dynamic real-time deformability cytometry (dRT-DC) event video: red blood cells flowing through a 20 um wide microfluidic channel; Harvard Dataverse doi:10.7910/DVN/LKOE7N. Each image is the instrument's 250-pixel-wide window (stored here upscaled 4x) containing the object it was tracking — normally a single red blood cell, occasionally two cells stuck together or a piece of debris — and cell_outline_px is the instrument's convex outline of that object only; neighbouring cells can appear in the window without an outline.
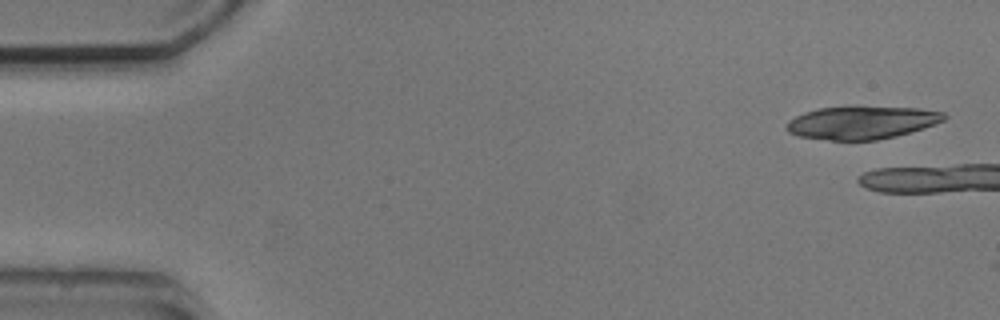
{"species": "common noctule bat (a hibernating species)", "species_latin": "Nyctalus noctula", "temperature_condition": "cold", "stored_images_in_passage": 3, "camera_frame_rate_fps": 3000, "um_per_image_px": 0.085, "animal": {"sex": "male", "body_mass_g": 20.5, "forearm_length_mm": 52.5}, "frame": {"image": 1, "passage_image": 1, "time_ms": 0.0, "image_size_px": [1000, 320], "cell_outline_px": [[948, 116], [944, 120], [924, 128], [896, 136], [876, 140], [828, 140], [800, 136], [788, 132], [788, 120], [804, 112], [820, 108], [920, 108], [944, 112]], "centroid_in_image_um": [73.28, 10.44], "position_along_channel_um": 11.7, "area_um2": 29.54}}